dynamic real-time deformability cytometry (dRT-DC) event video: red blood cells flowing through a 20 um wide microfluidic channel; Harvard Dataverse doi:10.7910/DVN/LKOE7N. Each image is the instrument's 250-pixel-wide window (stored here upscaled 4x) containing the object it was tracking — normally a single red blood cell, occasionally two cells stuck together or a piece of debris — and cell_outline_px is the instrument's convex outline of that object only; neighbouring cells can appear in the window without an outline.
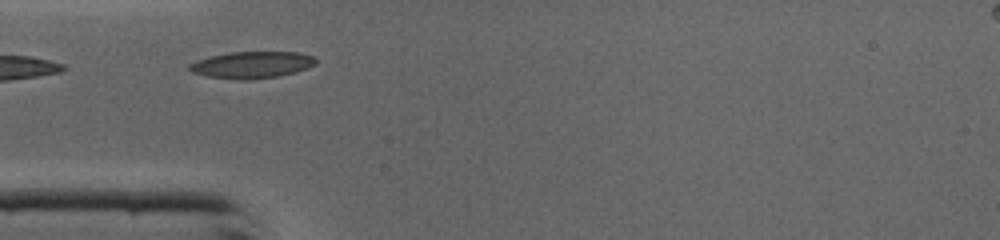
{"species": "common noctule bat (a hibernating species)", "species_latin": "Nyctalus noctula", "temperature_condition": "cold", "stored_images_in_passage": 24, "camera_frame_rate_fps": 3000, "um_per_image_px": 0.085, "animal": {"sex": "male", "body_mass_g": 19.0, "forearm_length_mm": 50.8}, "frame": {"image": 1, "passage_image": 1, "time_ms": 0.0, "image_size_px": [1000, 240], "cell_outline_px": [[316, 64], [308, 68], [296, 72], [280, 76], [252, 80], [240, 80], [208, 76], [192, 72], [188, 68], [188, 64], [196, 60], [212, 56], [232, 52], [300, 52], [312, 56], [316, 60]], "centroid_in_image_um": [21.43, 5.52], "position_along_channel_um": 63.6, "area_um2": 19.77}}
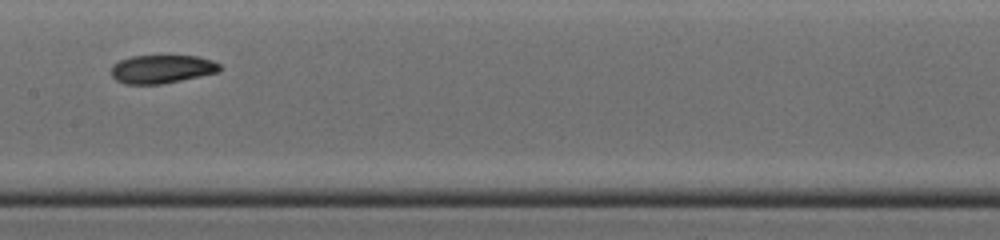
{"frame": {"image": 2, "passage_image": 10, "time_ms": 3.0, "image_size_px": [1000, 240], "cell_outline_px": [[224, 68], [220, 72], [160, 84], [124, 84], [116, 80], [112, 76], [112, 64], [120, 60], [132, 56], [196, 56], [212, 60], [220, 64]], "centroid_in_image_um": [13.78, 5.87], "position_along_channel_um": 193.6, "area_um2": 17.98}}
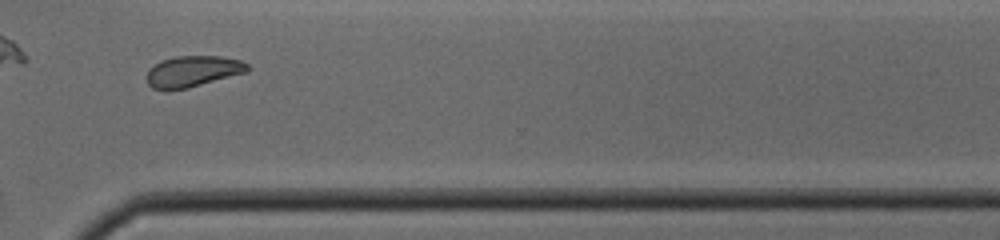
{"frame": {"image": 3, "passage_image": 21, "time_ms": 6.667, "image_size_px": [1000, 240], "cell_outline_px": [[248, 72], [188, 88], [152, 88], [148, 84], [148, 68], [160, 60], [176, 56], [220, 56], [240, 60], [248, 64]], "centroid_in_image_um": [16.41, 6.04], "position_along_channel_um": 354.2, "area_um2": 18.03}, "authors_computed_cell_mechanics": {"area_um2": 18.0336, "velocity_mm_per_s": 4.3652, "shape_relaxation_time_tau1_ms": 5.1351, "shape_relaxation_time_tau2_ms": 1.442, "deformation_change_tau1": 0.1365, "deformation_change_tau2": 0.0648}}